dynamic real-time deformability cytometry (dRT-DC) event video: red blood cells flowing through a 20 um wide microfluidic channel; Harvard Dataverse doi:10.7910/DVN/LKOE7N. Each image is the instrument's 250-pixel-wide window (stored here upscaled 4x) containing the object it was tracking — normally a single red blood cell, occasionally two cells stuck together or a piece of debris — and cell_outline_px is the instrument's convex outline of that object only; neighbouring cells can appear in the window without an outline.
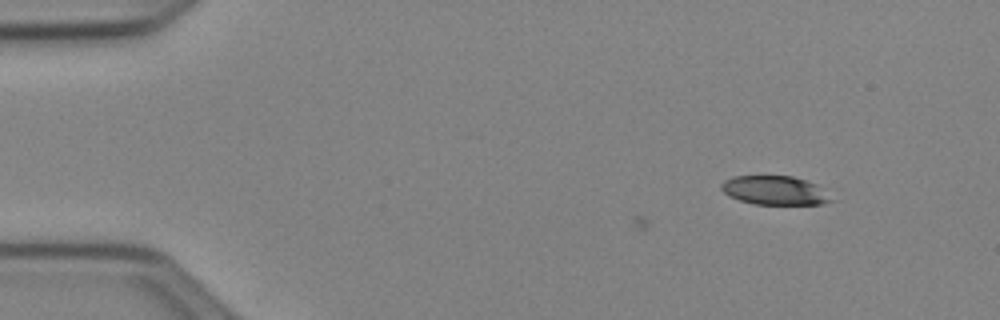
{"species": "Egyptian fruit bat (a non-hibernating species)", "species_latin": "Rousettus aegyptiacus", "temperature_condition": "cold", "stored_images_in_passage": 10, "camera_frame_rate_fps": 3000, "um_per_image_px": 0.085, "animal": {"sex": "female"}, "frame": {"image": 1, "passage_image": 1, "time_ms": 0.0, "image_size_px": [1000, 320], "cell_outline_px": [[836, 200], [820, 204], [752, 204], [740, 200], [724, 192], [720, 188], [720, 184], [724, 180], [732, 176], [792, 176], [816, 184]], "centroid_in_image_um": [65.85, 16.18], "position_along_channel_um": 19.1, "area_um2": 18.44}}
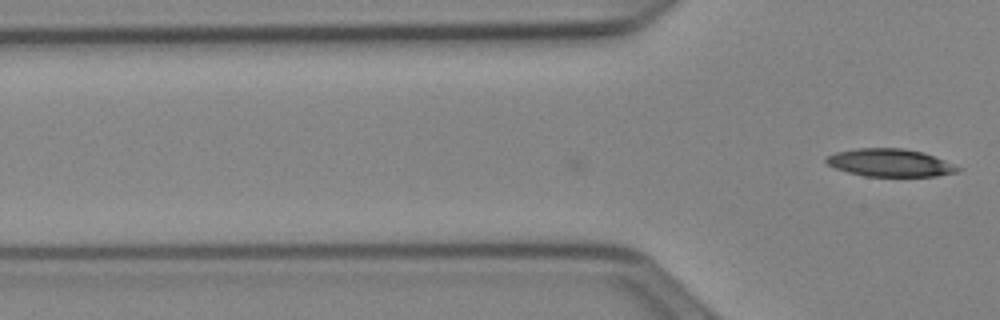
{"frame": {"image": 2, "passage_image": 10, "time_ms": 3.0, "image_size_px": [1000, 320], "cell_outline_px": [[964, 168], [956, 172], [936, 176], [864, 176], [848, 172], [836, 168], [828, 164], [824, 160], [824, 156], [836, 152], [856, 148], [904, 148], [924, 152]], "centroid_in_image_um": [75.65, 13.82], "position_along_channel_um": 50.2, "area_um2": 21.39}}